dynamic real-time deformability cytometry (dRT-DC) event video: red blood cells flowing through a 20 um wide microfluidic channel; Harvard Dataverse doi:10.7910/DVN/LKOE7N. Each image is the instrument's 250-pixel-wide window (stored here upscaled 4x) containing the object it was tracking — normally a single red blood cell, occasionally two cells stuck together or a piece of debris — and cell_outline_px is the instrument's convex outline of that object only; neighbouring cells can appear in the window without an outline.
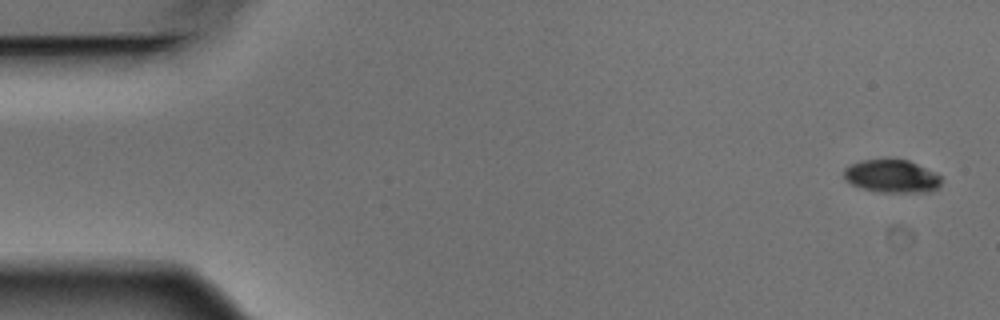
{"species": "Egyptian fruit bat (a non-hibernating species)", "species_latin": "Rousettus aegyptiacus", "temperature_condition": "warm", "stored_images_in_passage": 4, "camera_frame_rate_fps": 3000, "um_per_image_px": 0.085, "animal": {"sex": "male"}, "frame": {"image": 1, "passage_image": 1, "time_ms": 0.0, "image_size_px": [1000, 320], "cell_outline_px": [[940, 184], [936, 188], [928, 192], [880, 192], [864, 188], [852, 184], [844, 180], [844, 168], [860, 160], [888, 156], [908, 160], [936, 172], [940, 176]], "centroid_in_image_um": [75.78, 14.92], "position_along_channel_um": 9.2, "area_um2": 19.19}}
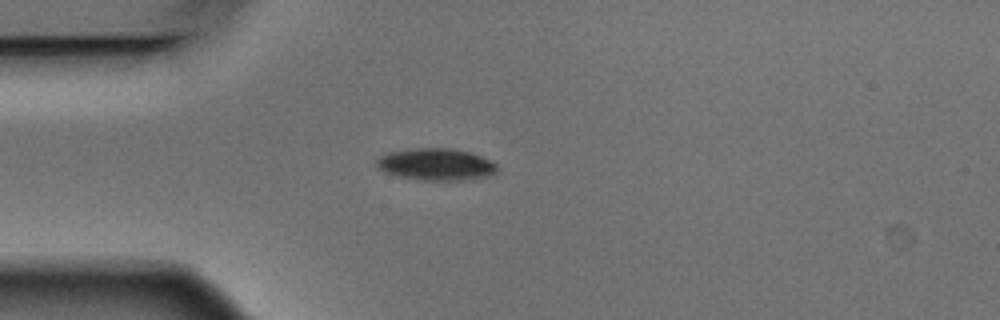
{"frame": {"image": 2, "passage_image": 4, "time_ms": 1.0, "image_size_px": [1000, 320], "cell_outline_px": [[496, 172], [492, 176], [464, 180], [424, 180], [400, 176], [376, 168], [376, 160], [380, 156], [392, 152], [416, 148], [452, 148], [468, 152], [480, 156], [496, 164]], "centroid_in_image_um": [37.08, 13.98], "position_along_channel_um": 47.9, "area_um2": 22.14}}